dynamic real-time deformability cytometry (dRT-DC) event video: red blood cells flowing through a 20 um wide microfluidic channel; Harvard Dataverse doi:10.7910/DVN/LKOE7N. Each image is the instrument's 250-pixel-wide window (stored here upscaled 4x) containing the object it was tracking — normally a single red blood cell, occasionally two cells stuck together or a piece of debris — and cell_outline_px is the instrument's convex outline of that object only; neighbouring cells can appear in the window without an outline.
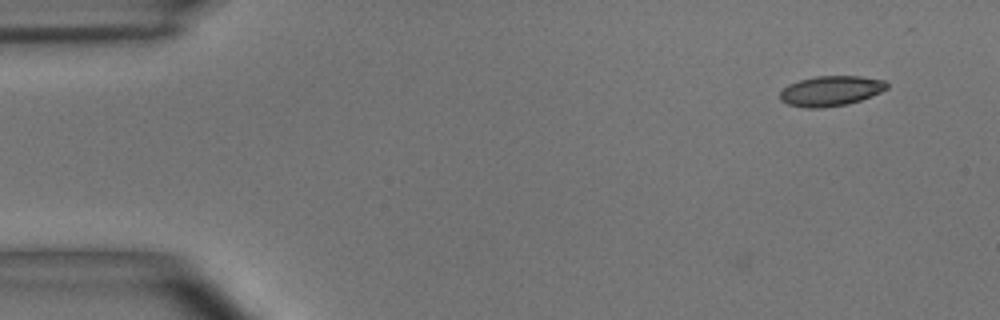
{"species": "common noctule bat (a hibernating species)", "species_latin": "Nyctalus noctula", "temperature_condition": "room temperature", "stored_images_in_passage": 51, "camera_frame_rate_fps": 3000, "um_per_image_px": 0.085, "animal": {"sex": "male", "body_mass_g": 15.6}, "frame": {"image": 1, "passage_image": 1, "time_ms": 0.0, "image_size_px": [1000, 320], "cell_outline_px": [[888, 88], [880, 92], [860, 100], [848, 104], [820, 108], [804, 108], [788, 104], [780, 100], [780, 92], [788, 84], [800, 80], [816, 76], [860, 76], [884, 80], [888, 84]], "centroid_in_image_um": [70.6, 7.73], "position_along_channel_um": 14.4, "area_um2": 18.73}}
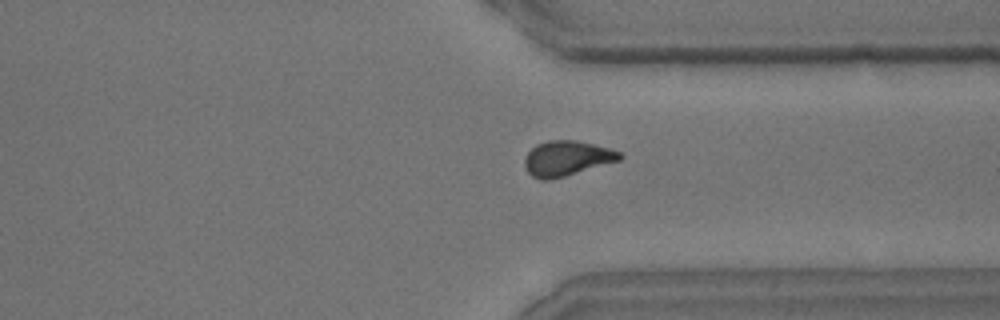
{"frame": {"image": 2, "passage_image": 38, "time_ms": 12.333, "image_size_px": [1000, 320], "cell_outline_px": [[624, 156], [620, 160], [564, 176], [548, 180], [540, 180], [532, 176], [528, 172], [524, 164], [524, 160], [528, 152], [536, 144], [548, 140], [576, 140], [608, 148], [620, 152]], "centroid_in_image_um": [48.15, 13.45], "position_along_channel_um": 363.2, "area_um2": 19.25}}
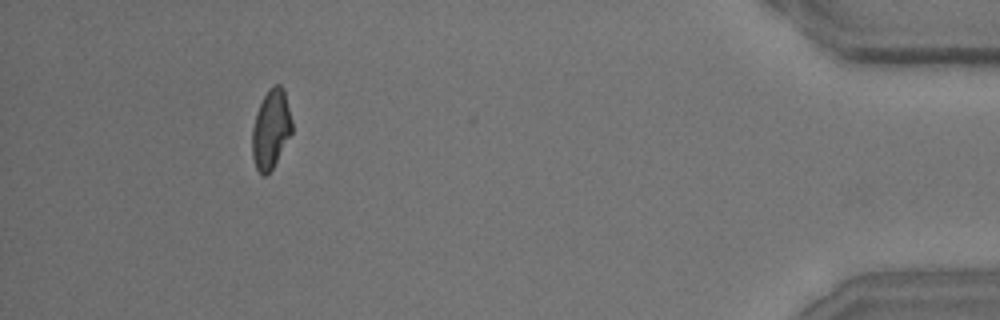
{"frame": {"image": 3, "passage_image": 47, "time_ms": 15.333, "image_size_px": [1000, 320], "cell_outline_px": [[292, 132], [272, 168], [264, 176], [256, 168], [252, 156], [252, 128], [260, 104], [268, 88], [272, 84], [280, 84], [284, 88], [292, 120]], "centroid_in_image_um": [23.03, 10.93], "position_along_channel_um": 412.2, "area_um2": 18.15}, "authors_computed_cell_mechanics": {"area_um2": 19.1318, "velocity_mm_per_s": 3.6594, "shape_relaxation_time_tau1_ms": 5.2829, "shape_relaxation_time_tau2_ms": 1.7669, "deformation_change_tau1": 0.1419, "deformation_change_tau2": 0.0719}}